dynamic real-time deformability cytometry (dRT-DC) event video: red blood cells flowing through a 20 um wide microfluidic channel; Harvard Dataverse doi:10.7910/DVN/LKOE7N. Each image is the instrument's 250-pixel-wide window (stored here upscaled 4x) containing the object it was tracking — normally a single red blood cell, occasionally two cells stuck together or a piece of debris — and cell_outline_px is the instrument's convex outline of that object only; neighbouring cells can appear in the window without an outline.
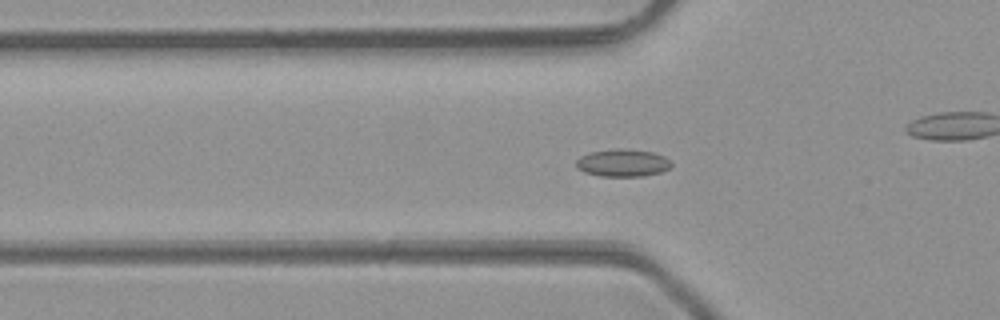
{"species": "common noctule bat (a hibernating species)", "species_latin": "Nyctalus noctula", "temperature_condition": "room temperature", "stored_images_in_passage": 49, "camera_frame_rate_fps": 3000, "um_per_image_px": 0.085, "animal": {"sex": "male", "body_mass_g": 23.1, "forearm_length_mm": 52.7}, "frame": {"image": 1, "passage_image": 16, "time_ms": 5.0, "image_size_px": [1000, 320], "cell_outline_px": [[672, 164], [668, 168], [660, 172], [644, 176], [600, 176], [584, 172], [576, 168], [576, 160], [580, 156], [588, 152], [616, 148], [620, 148], [652, 152], [664, 156]], "centroid_in_image_um": [52.87, 13.84], "position_along_channel_um": 72.9, "area_um2": 15.26}}
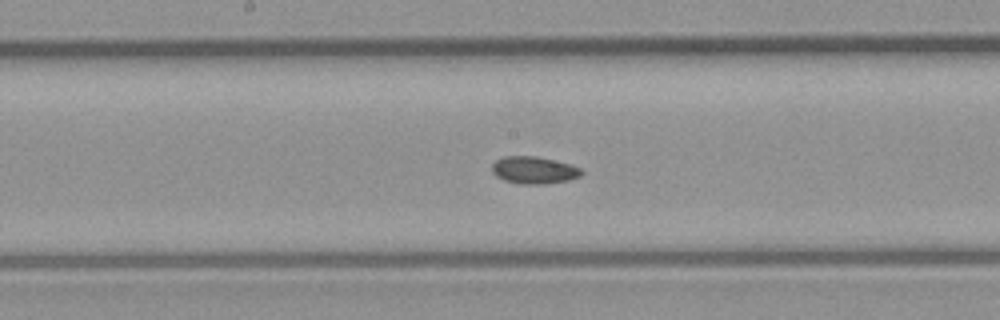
{"frame": {"image": 2, "passage_image": 25, "time_ms": 8.0, "image_size_px": [1000, 320], "cell_outline_px": [[584, 172], [580, 176], [568, 180], [544, 184], [520, 184], [504, 180], [496, 176], [492, 172], [492, 164], [496, 160], [504, 156], [536, 156], [568, 164], [580, 168]], "centroid_in_image_um": [45.36, 14.46], "position_along_channel_um": 202.8, "area_um2": 14.1}}
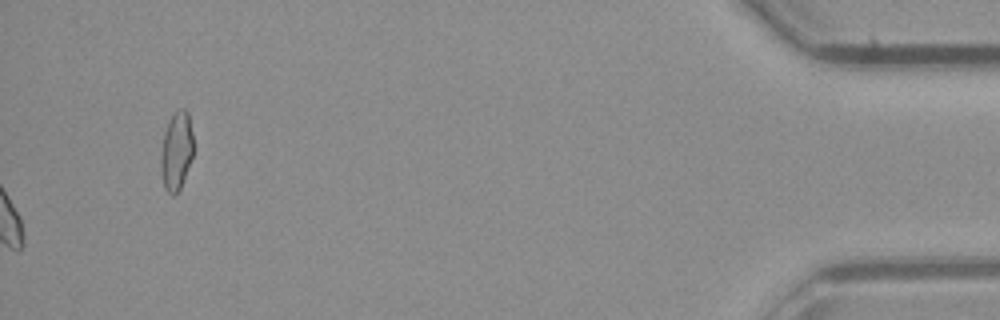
{"frame": {"image": 3, "passage_image": 49, "time_ms": 16.0, "image_size_px": [1000, 320], "cell_outline_px": [[192, 156], [180, 188], [172, 196], [164, 188], [160, 168], [160, 156], [164, 132], [168, 120], [180, 108], [184, 108], [188, 112], [192, 132]], "centroid_in_image_um": [14.97, 12.82], "position_along_channel_um": 420.2, "area_um2": 14.74}, "authors_computed_cell_mechanics": {"area_um2": 14.2188, "velocity_mm_per_s": 4.2915, "shape_relaxation_time_tau1_ms": null, "shape_relaxation_time_tau2_ms": 2.3836, "deformation_change_tau1": null, "deformation_change_tau2": 0.0562}}